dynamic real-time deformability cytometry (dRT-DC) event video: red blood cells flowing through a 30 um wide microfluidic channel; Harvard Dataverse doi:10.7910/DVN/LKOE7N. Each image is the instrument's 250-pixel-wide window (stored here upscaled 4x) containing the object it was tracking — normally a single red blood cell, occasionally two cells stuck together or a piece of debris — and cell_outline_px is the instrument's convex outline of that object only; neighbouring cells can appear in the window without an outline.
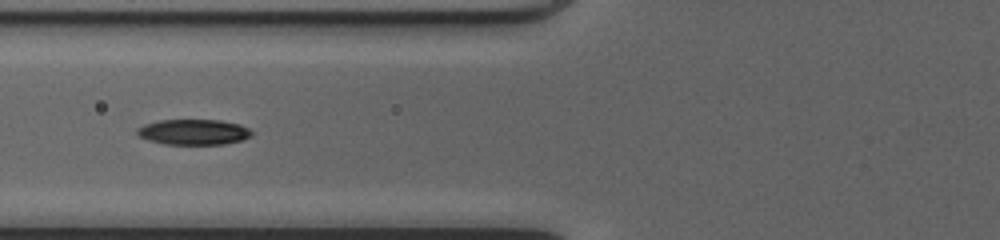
{"species": "common noctule bat (a hibernating species)", "species_latin": "Nyctalus noctula", "temperature_condition": "cold", "stored_images_in_passage": 36, "camera_frame_rate_fps": 3000, "um_per_image_px": 0.085, "animal": {"sex": "female", "body_mass_g": 20.0, "forearm_length_mm": 54.0}, "frame": {"image": 1, "passage_image": 7, "time_ms": 2.0, "image_size_px": [1000, 240], "cell_outline_px": [[256, 132], [252, 136], [240, 140], [224, 144], [164, 144], [148, 140], [140, 136], [136, 132], [136, 128], [144, 124], [160, 120], [220, 120], [240, 124]], "centroid_in_image_um": [16.48, 11.22], "position_along_channel_um": 109.3, "area_um2": 17.11}}
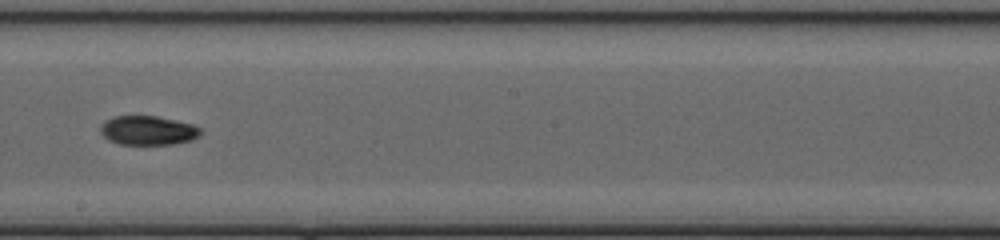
{"frame": {"image": 2, "passage_image": 16, "time_ms": 5.0, "image_size_px": [1000, 240], "cell_outline_px": [[204, 132], [200, 136], [192, 140], [172, 144], [120, 144], [108, 140], [100, 132], [100, 124], [104, 120], [112, 116], [156, 116], [192, 124], [200, 128]], "centroid_in_image_um": [12.57, 11.08], "position_along_channel_um": 235.6, "area_um2": 17.17}}
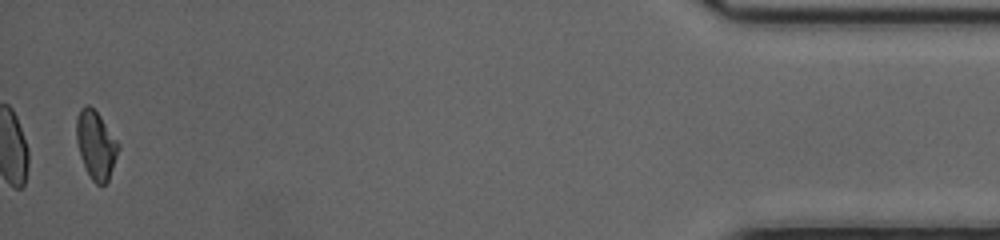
{"frame": {"image": 3, "passage_image": 35, "time_ms": 11.333, "image_size_px": [1000, 240], "cell_outline_px": [[120, 148], [108, 180], [104, 184], [96, 184], [92, 180], [80, 156], [76, 140], [76, 120], [80, 108], [84, 104], [88, 104], [100, 116], [120, 144]], "centroid_in_image_um": [8.15, 12.29], "position_along_channel_um": 427.0, "area_um2": 16.53}, "authors_computed_cell_mechanics": {"area_um2": 17.0799, "velocity_mm_per_s": 4.2036, "shape_relaxation_time_tau1_ms": 10.4742, "shape_relaxation_time_tau2_ms": 5.2266, "deformation_change_tau1": 0.2706, "deformation_change_tau2": 0.0923}}